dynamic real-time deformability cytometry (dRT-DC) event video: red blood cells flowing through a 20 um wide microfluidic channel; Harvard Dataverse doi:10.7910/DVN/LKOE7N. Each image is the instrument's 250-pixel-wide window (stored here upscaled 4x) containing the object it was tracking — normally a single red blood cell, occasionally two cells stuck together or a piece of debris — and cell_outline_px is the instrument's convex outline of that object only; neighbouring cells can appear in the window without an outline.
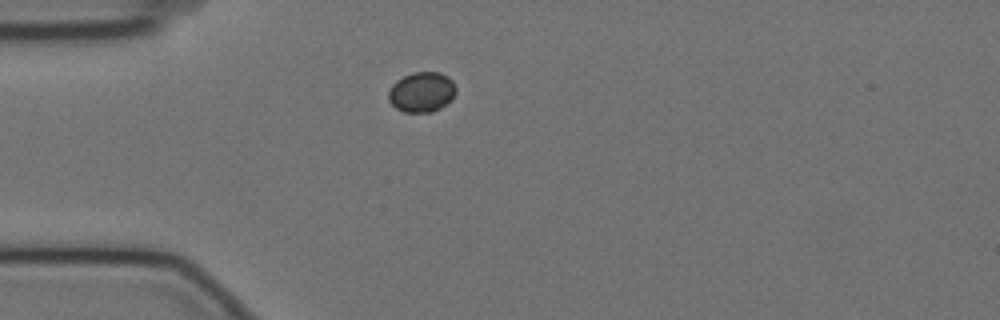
{"species": "Egyptian fruit bat (a non-hibernating species)", "species_latin": "Rousettus aegyptiacus", "temperature_condition": "cold", "stored_images_in_passage": 43, "camera_frame_rate_fps": 3000, "um_per_image_px": 0.085, "animal": {"sex": "female"}, "frame": {"image": 1, "passage_image": 1, "time_ms": 0.0, "image_size_px": [1000, 320], "cell_outline_px": [[456, 92], [452, 100], [440, 108], [432, 112], [404, 112], [396, 108], [388, 100], [388, 92], [392, 84], [396, 80], [412, 72], [440, 72], [448, 76], [452, 80], [456, 88]], "centroid_in_image_um": [35.85, 7.82], "position_along_channel_um": 49.1, "area_um2": 15.95}}
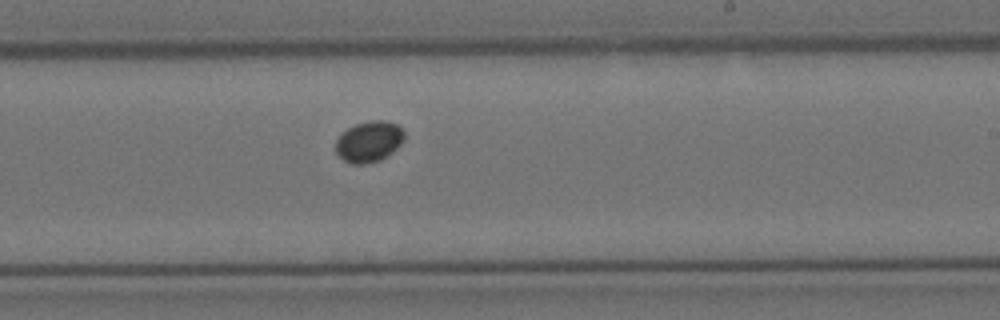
{"frame": {"image": 2, "passage_image": 20, "time_ms": 6.333, "image_size_px": [1000, 320], "cell_outline_px": [[404, 140], [392, 152], [380, 160], [364, 164], [352, 164], [344, 160], [336, 152], [336, 140], [348, 128], [356, 124], [372, 120], [384, 120], [396, 124], [404, 128]], "centroid_in_image_um": [31.39, 12.03], "position_along_channel_um": 257.6, "area_um2": 16.24}}
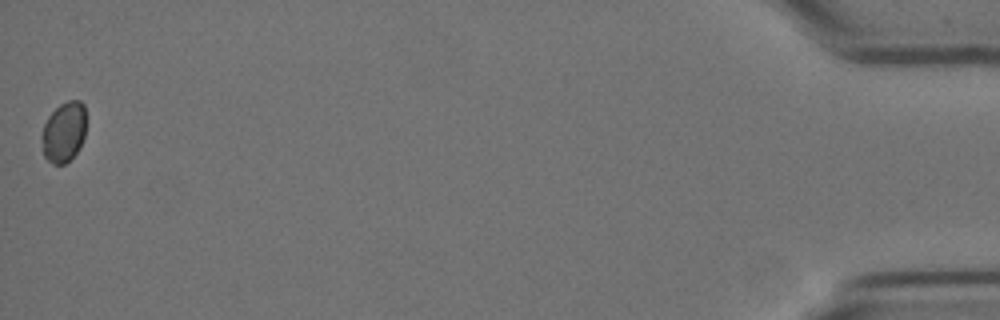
{"frame": {"image": 3, "passage_image": 43, "time_ms": 14.0, "image_size_px": [1000, 320], "cell_outline_px": [[84, 136], [80, 148], [64, 164], [52, 164], [44, 156], [40, 140], [40, 136], [44, 124], [48, 116], [60, 104], [68, 100], [80, 100], [84, 104]], "centroid_in_image_um": [5.39, 11.22], "position_along_channel_um": 429.8, "area_um2": 15.61}}